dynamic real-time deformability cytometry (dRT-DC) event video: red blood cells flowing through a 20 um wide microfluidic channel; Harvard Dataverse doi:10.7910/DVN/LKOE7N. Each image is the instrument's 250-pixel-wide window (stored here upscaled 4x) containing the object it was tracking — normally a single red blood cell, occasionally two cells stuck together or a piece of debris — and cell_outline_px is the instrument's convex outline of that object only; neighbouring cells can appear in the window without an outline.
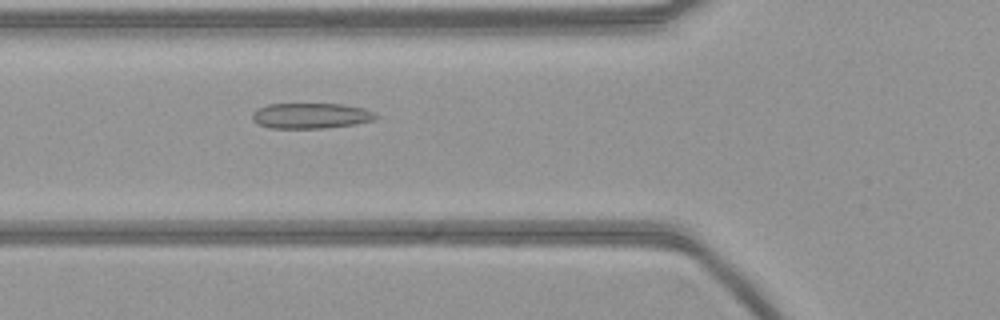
{"species": "common noctule bat (a hibernating species)", "species_latin": "Nyctalus noctula", "temperature_condition": "warm", "stored_images_in_passage": 39, "camera_frame_rate_fps": 3000, "um_per_image_px": 0.085, "animal": {"sex": "female", "body_mass_g": 21.9}, "frame": {"image": 1, "passage_image": 4, "time_ms": 1.0, "image_size_px": [1000, 320], "cell_outline_px": [[380, 116], [372, 120], [356, 124], [324, 128], [272, 128], [256, 124], [252, 120], [252, 112], [256, 108], [268, 104], [344, 104], [364, 108], [376, 112]], "centroid_in_image_um": [26.42, 9.83], "position_along_channel_um": 99.4, "area_um2": 18.61}}
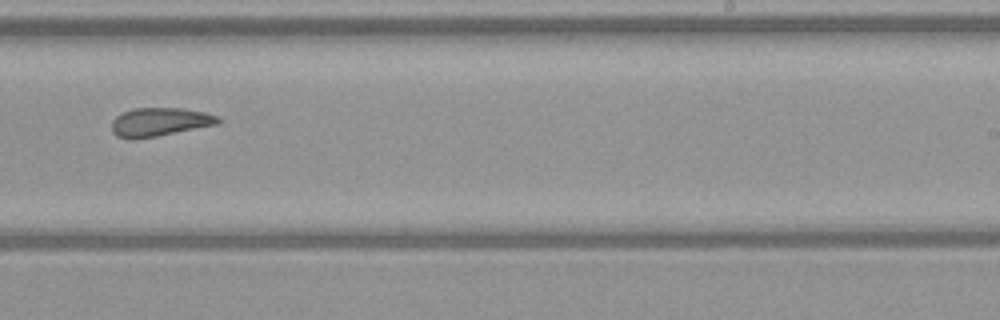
{"frame": {"image": 2, "passage_image": 18, "time_ms": 5.667, "image_size_px": [1000, 320], "cell_outline_px": [[220, 120], [216, 124], [136, 140], [128, 140], [116, 136], [112, 132], [112, 120], [116, 116], [132, 108], [180, 108], [204, 112], [220, 116]], "centroid_in_image_um": [13.51, 10.37], "position_along_channel_um": 275.5, "area_um2": 17.69}}
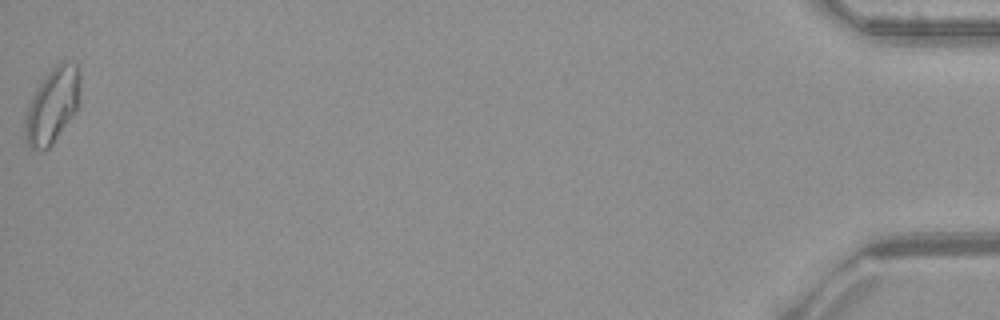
{"frame": {"image": 3, "passage_image": 39, "time_ms": 12.667, "image_size_px": [1000, 320], "cell_outline_px": [[80, 80], [76, 112], [52, 144], [48, 148], [32, 148], [28, 144], [24, 136], [24, 120], [32, 96], [36, 88], [48, 72], [60, 60], [64, 60], [76, 64], [80, 72]], "centroid_in_image_um": [4.45, 8.93], "position_along_channel_um": 430.7, "area_um2": 23.93}}